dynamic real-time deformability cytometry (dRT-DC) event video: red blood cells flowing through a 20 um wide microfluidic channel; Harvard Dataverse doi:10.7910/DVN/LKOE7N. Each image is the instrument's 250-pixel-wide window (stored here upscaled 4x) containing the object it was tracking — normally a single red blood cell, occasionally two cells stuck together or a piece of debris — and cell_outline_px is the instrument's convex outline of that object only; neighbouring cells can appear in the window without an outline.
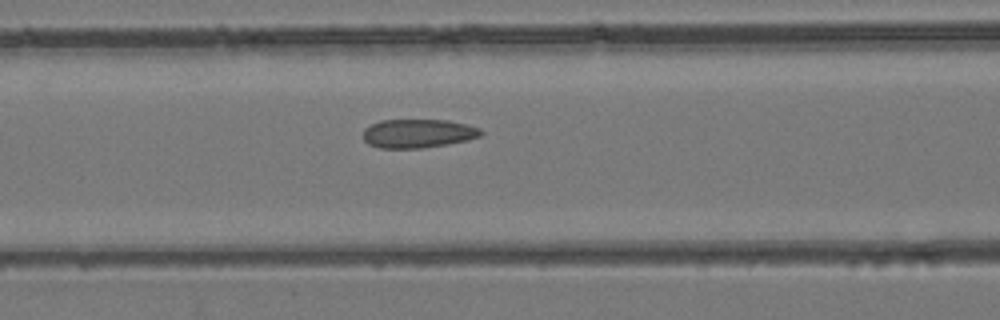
{"species": "common noctule bat (a hibernating species)", "species_latin": "Nyctalus noctula", "temperature_condition": "room temperature", "stored_images_in_passage": 29, "camera_frame_rate_fps": 3000, "um_per_image_px": 0.085, "animal": {"sex": "female", "body_mass_g": 24.6, "forearm_length_mm": 56.2}, "frame": {"image": 1, "passage_image": 19, "time_ms": 6.0, "image_size_px": [1000, 320], "cell_outline_px": [[484, 132], [480, 136], [468, 140], [448, 144], [424, 148], [380, 148], [368, 144], [364, 140], [364, 128], [380, 120], [448, 120], [480, 128]], "centroid_in_image_um": [35.53, 11.35], "position_along_channel_um": 131.1, "area_um2": 19.77}}
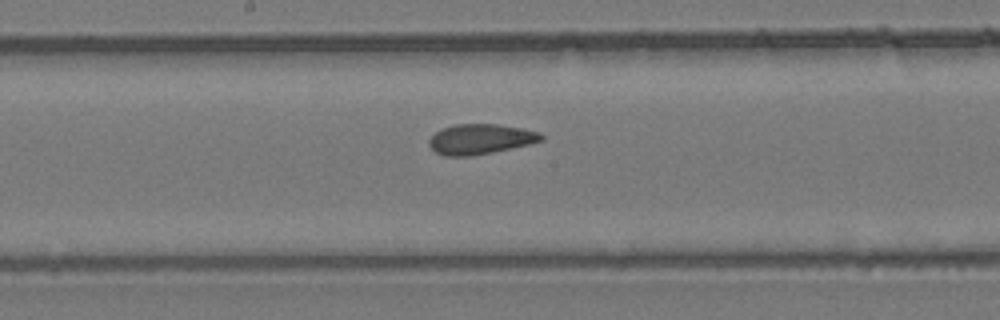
{"frame": {"image": 2, "passage_image": 24, "time_ms": 7.667, "image_size_px": [1000, 320], "cell_outline_px": [[544, 140], [528, 144], [492, 152], [472, 156], [444, 156], [436, 152], [428, 144], [428, 140], [440, 128], [456, 124], [496, 124], [520, 128], [540, 132], [544, 136]], "centroid_in_image_um": [40.81, 11.82], "position_along_channel_um": 207.4, "area_um2": 19.65}}
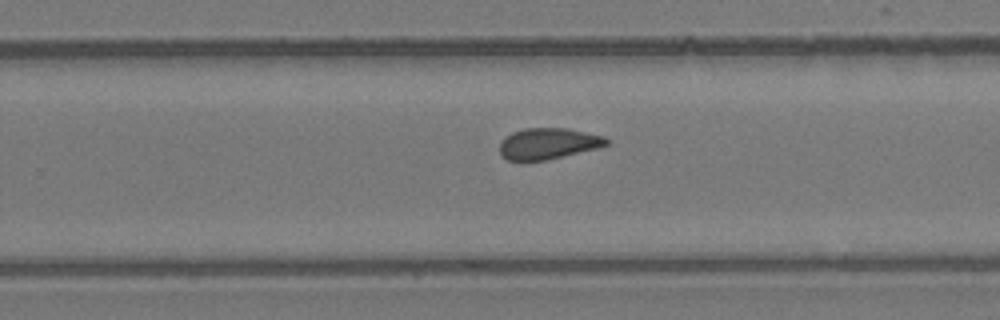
{"frame": {"image": 3, "passage_image": 29, "time_ms": 9.333, "image_size_px": [1000, 320], "cell_outline_px": [[608, 144], [596, 148], [548, 160], [524, 164], [508, 160], [500, 156], [500, 140], [504, 136], [512, 132], [524, 128], [568, 128], [604, 136], [608, 140]], "centroid_in_image_um": [46.5, 12.24], "position_along_channel_um": 283.3, "area_um2": 20.0}}